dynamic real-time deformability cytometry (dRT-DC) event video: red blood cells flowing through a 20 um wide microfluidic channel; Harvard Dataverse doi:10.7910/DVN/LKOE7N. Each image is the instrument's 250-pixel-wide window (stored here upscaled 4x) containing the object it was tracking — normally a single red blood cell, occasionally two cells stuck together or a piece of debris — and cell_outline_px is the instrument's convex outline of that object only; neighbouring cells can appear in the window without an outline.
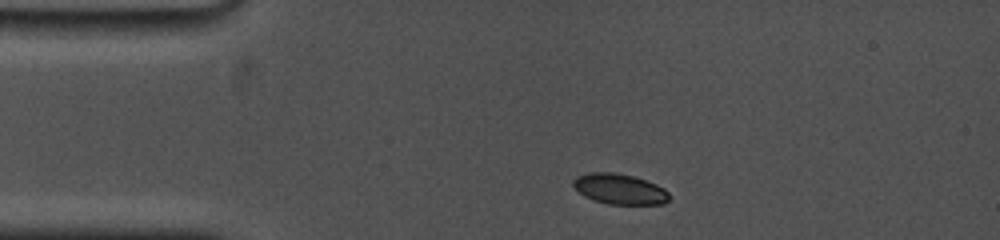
{"species": "common noctule bat (a hibernating species)", "species_latin": "Nyctalus noctula", "temperature_condition": "cold", "stored_images_in_passage": 2, "camera_frame_rate_fps": 5000, "um_per_image_px": 0.085, "animal": {"sex": "female", "body_mass_g": 19.0, "forearm_length_mm": 53.3}, "frame": {"image": 1, "passage_image": 1, "time_ms": 0.0, "image_size_px": [1000, 240], "cell_outline_px": [[668, 200], [664, 204], [608, 204], [592, 200], [584, 196], [572, 184], [572, 180], [576, 176], [588, 172], [612, 172], [632, 176], [656, 184], [664, 188], [668, 192]], "centroid_in_image_um": [52.63, 16.06], "position_along_channel_um": 32.4, "area_um2": 16.99}}